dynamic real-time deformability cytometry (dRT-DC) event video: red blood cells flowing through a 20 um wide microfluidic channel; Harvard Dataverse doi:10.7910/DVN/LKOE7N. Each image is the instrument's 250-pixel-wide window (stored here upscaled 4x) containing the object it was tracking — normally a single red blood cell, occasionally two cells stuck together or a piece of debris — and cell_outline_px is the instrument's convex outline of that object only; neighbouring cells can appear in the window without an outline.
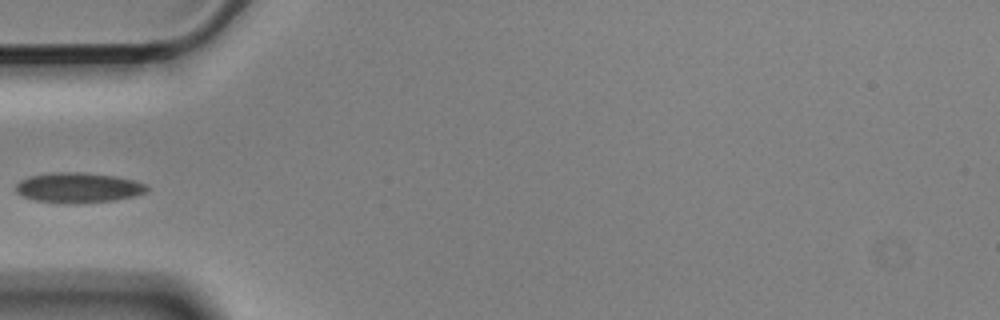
{"species": "Egyptian fruit bat (a non-hibernating species)", "species_latin": "Rousettus aegyptiacus", "temperature_condition": "cold", "stored_images_in_passage": 39, "camera_frame_rate_fps": 3000, "um_per_image_px": 0.085, "animal": {"sex": "male"}, "frame": {"image": 1, "passage_image": 1, "time_ms": 0.0, "image_size_px": [1000, 320], "cell_outline_px": [[148, 192], [116, 200], [76, 204], [64, 204], [36, 200], [24, 196], [16, 192], [16, 184], [20, 180], [28, 176], [48, 172], [84, 172], [116, 176], [136, 180], [148, 184]], "centroid_in_image_um": [6.68, 15.94], "position_along_channel_um": 78.3, "area_um2": 23.47}}
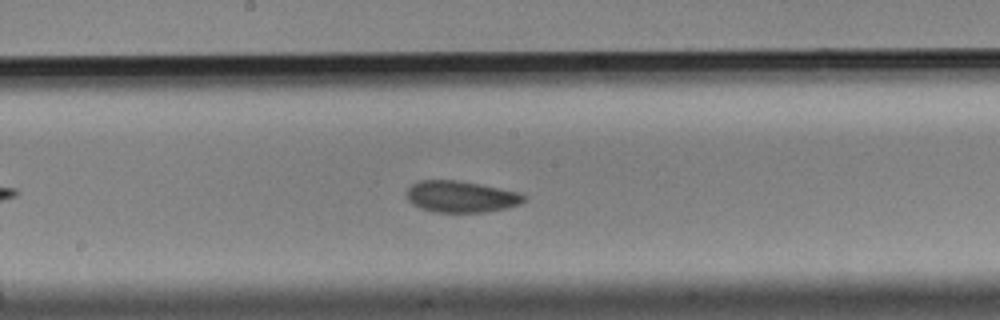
{"frame": {"image": 2, "passage_image": 12, "time_ms": 3.667, "image_size_px": [1000, 320], "cell_outline_px": [[528, 200], [520, 204], [504, 208], [484, 212], [436, 212], [420, 208], [412, 204], [408, 200], [408, 188], [412, 184], [420, 180], [460, 180], [520, 192]], "centroid_in_image_um": [39.2, 16.71], "position_along_channel_um": 209.0, "area_um2": 21.5}}
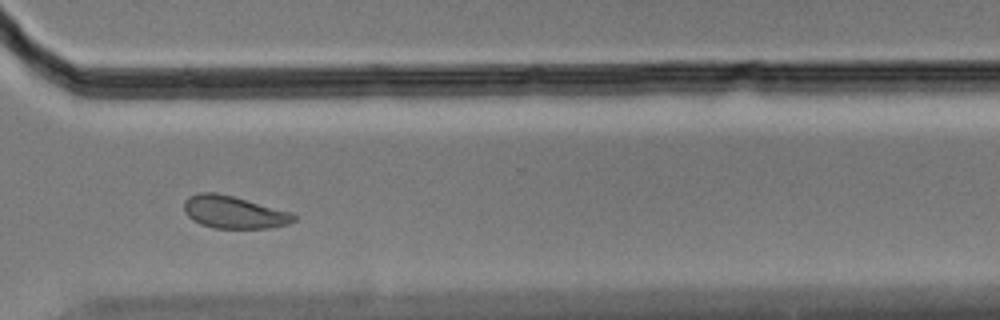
{"frame": {"image": 3, "passage_image": 24, "time_ms": 7.667, "image_size_px": [1000, 320], "cell_outline_px": [[296, 220], [288, 224], [272, 228], [212, 228], [200, 224], [192, 220], [184, 212], [184, 200], [188, 196], [200, 192], [216, 192], [232, 196], [292, 212], [296, 216]], "centroid_in_image_um": [19.86, 18.04], "position_along_channel_um": 350.7, "area_um2": 20.92}}